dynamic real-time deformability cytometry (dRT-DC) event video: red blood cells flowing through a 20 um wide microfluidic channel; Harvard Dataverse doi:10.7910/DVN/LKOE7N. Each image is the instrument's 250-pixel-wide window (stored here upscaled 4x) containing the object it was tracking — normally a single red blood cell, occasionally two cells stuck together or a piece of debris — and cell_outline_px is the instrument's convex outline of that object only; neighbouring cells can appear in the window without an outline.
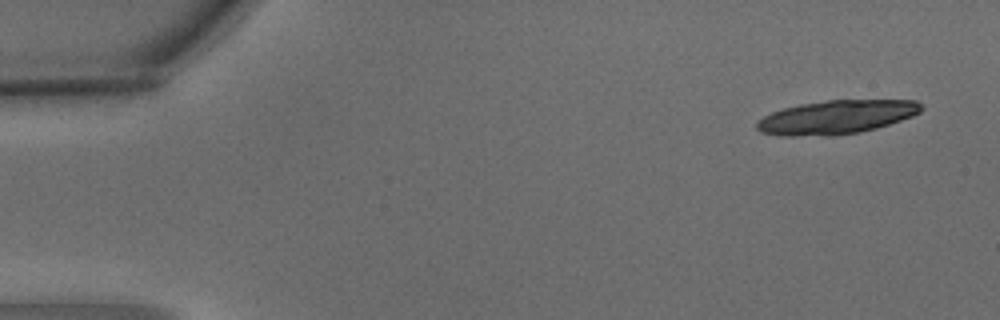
{"species": "common noctule bat (a hibernating species)", "species_latin": "Nyctalus noctula", "temperature_condition": "warm", "stored_images_in_passage": 5, "camera_frame_rate_fps": 3000, "um_per_image_px": 0.085, "animal": {"sex": "male", "body_mass_g": 15.6}, "frame": {"image": 1, "passage_image": 1, "time_ms": 0.0, "image_size_px": [1000, 320], "cell_outline_px": [[924, 108], [920, 112], [912, 116], [876, 128], [860, 132], [832, 136], [780, 136], [760, 132], [756, 128], [756, 124], [764, 116], [772, 112], [784, 108], [800, 104], [828, 100], [916, 100]], "centroid_in_image_um": [71.08, 9.96], "position_along_channel_um": 13.9, "area_um2": 32.31}}
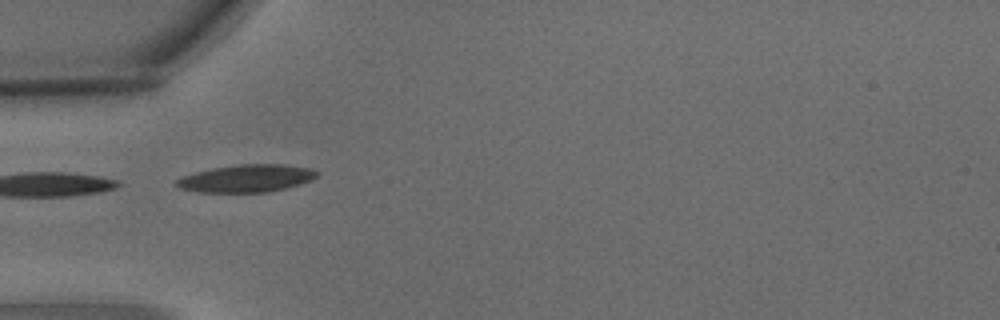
{"frame": {"image": 2, "passage_image": 5, "time_ms": 1.333, "image_size_px": [1000, 320], "cell_outline_px": [[320, 172], [312, 180], [300, 184], [268, 192], [200, 192], [180, 188], [172, 184], [176, 180], [184, 176], [196, 172], [212, 168], [240, 164], [284, 164], [312, 168]], "centroid_in_image_um": [20.97, 15.15], "position_along_channel_um": 64.0, "area_um2": 22.54}}